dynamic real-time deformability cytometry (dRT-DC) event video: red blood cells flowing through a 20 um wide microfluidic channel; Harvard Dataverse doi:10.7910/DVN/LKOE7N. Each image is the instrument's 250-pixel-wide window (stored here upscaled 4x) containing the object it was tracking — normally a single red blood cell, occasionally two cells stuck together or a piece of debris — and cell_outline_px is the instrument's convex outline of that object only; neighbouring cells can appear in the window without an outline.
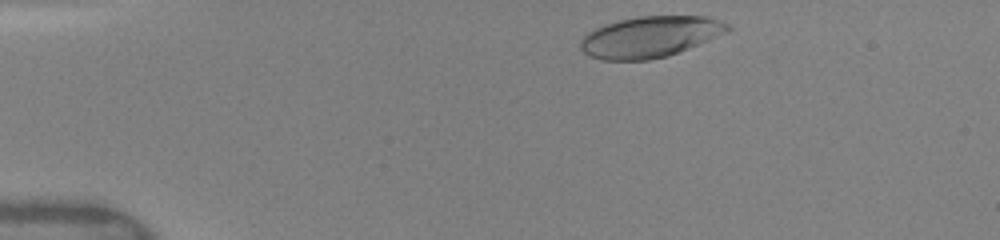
{"species": "human", "species_latin": "Homo sapiens", "temperature_condition": "warm", "stored_images_in_passage": 30, "camera_frame_rate_fps": 3000, "um_per_image_px": 0.085, "donor": {"sex": "female"}, "frame": {"image": 1, "passage_image": 3, "time_ms": 0.333, "image_size_px": [1000, 240], "cell_outline_px": [[732, 28], [708, 40], [668, 56], [648, 60], [604, 60], [588, 56], [580, 48], [580, 40], [588, 32], [604, 24], [620, 20], [640, 16], [708, 16], [732, 24]], "centroid_in_image_um": [55.25, 3.13], "position_along_channel_um": 29.8, "area_um2": 35.14}}
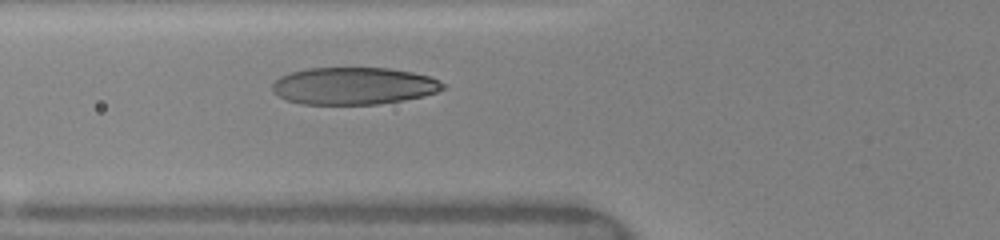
{"frame": {"image": 2, "passage_image": 19, "time_ms": 3.667, "image_size_px": [1000, 240], "cell_outline_px": [[444, 88], [436, 92], [424, 96], [404, 100], [376, 104], [300, 104], [288, 100], [272, 92], [272, 84], [280, 76], [292, 72], [308, 68], [388, 68], [412, 72], [432, 76], [444, 84]], "centroid_in_image_um": [30.07, 7.3], "position_along_channel_um": 95.7, "area_um2": 36.99}}
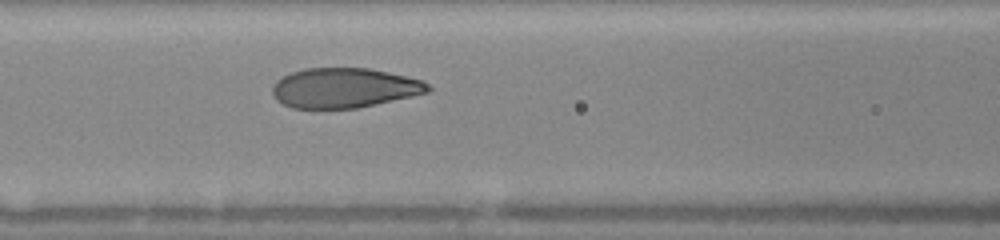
{"frame": {"image": 3, "passage_image": 24, "time_ms": 4.667, "image_size_px": [1000, 240], "cell_outline_px": [[432, 88], [428, 92], [412, 96], [376, 104], [356, 108], [292, 108], [276, 100], [272, 92], [272, 84], [276, 80], [292, 72], [304, 68], [368, 68], [388, 72], [424, 80]], "centroid_in_image_um": [29.26, 7.47], "position_along_channel_um": 137.3, "area_um2": 36.13}}